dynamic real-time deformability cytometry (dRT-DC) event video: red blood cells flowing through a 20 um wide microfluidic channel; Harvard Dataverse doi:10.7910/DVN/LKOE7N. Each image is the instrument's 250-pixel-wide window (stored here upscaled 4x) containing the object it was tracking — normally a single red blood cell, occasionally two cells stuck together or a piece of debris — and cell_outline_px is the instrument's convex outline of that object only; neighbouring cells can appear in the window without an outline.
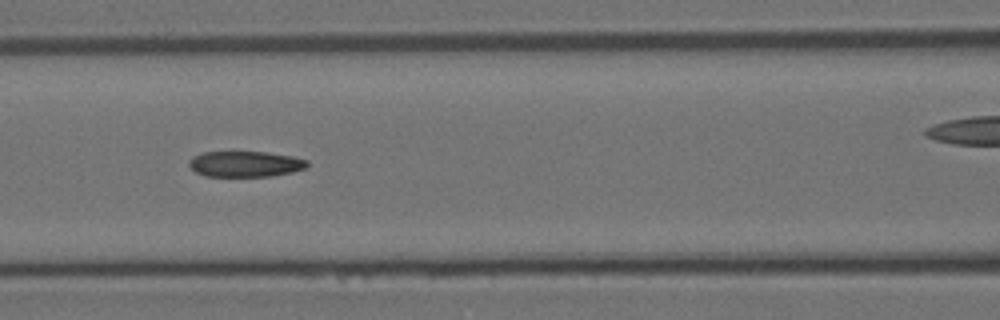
{"species": "Egyptian fruit bat (a non-hibernating species)", "species_latin": "Rousettus aegyptiacus", "temperature_condition": "room temperature", "stored_images_in_passage": 11, "camera_frame_rate_fps": 3000, "um_per_image_px": 0.085, "animal": {"sex": "female"}, "frame": {"image": 1, "passage_image": 7, "time_ms": 2.0, "image_size_px": [1000, 320], "cell_outline_px": [[308, 168], [292, 172], [272, 176], [204, 176], [196, 172], [188, 164], [188, 160], [192, 156], [204, 152], [264, 152], [292, 156], [308, 160]], "centroid_in_image_um": [20.85, 13.94], "position_along_channel_um": 145.7, "area_um2": 17.8}}
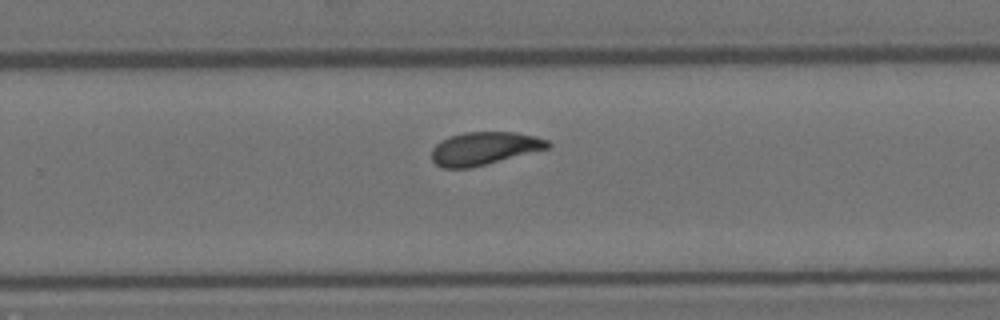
{"frame": {"image": 2, "passage_image": 11, "time_ms": 3.333, "image_size_px": [1000, 320], "cell_outline_px": [[552, 148], [472, 168], [444, 168], [436, 164], [432, 160], [432, 148], [440, 140], [448, 136], [464, 132], [516, 132], [536, 136], [548, 140], [552, 144]], "centroid_in_image_um": [41.2, 12.61], "position_along_channel_um": 288.6, "area_um2": 22.77}}